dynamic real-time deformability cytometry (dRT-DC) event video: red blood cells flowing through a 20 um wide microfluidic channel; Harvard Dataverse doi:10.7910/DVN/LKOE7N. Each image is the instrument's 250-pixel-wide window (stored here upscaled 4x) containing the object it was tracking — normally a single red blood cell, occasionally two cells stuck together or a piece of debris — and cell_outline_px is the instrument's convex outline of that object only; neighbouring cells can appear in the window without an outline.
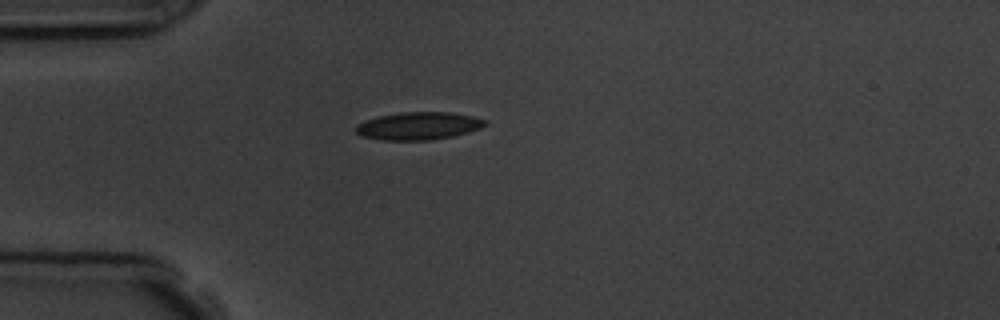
{"species": "common noctule bat (a hibernating species)", "species_latin": "Nyctalus noctula", "temperature_condition": "room temperature", "stored_images_in_passage": 3, "camera_frame_rate_fps": 3000, "um_per_image_px": 0.085, "animal": {"sex": "male", "body_mass_g": 19.5, "forearm_length_mm": 54.6}, "frame": {"image": 1, "passage_image": 1, "time_ms": 0.0, "image_size_px": [1000, 320], "cell_outline_px": [[488, 124], [480, 128], [468, 132], [452, 136], [432, 140], [380, 140], [360, 136], [356, 132], [356, 124], [380, 116], [404, 112], [452, 112], [472, 116], [488, 120]], "centroid_in_image_um": [35.6, 10.71], "position_along_channel_um": 49.4, "area_um2": 20.87}}